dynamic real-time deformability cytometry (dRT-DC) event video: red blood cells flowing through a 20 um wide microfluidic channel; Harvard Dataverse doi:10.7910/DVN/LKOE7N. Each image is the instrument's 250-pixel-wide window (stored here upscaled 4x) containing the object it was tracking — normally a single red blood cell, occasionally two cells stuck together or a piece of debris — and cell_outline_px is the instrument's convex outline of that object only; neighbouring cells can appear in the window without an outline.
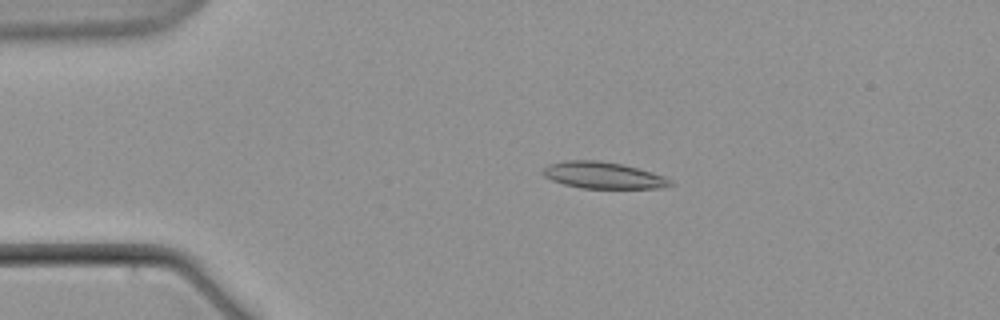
{"species": "common noctule bat (a hibernating species)", "species_latin": "Nyctalus noctula", "temperature_condition": "warm", "stored_images_in_passage": 6, "camera_frame_rate_fps": 3000, "um_per_image_px": 0.085, "animal": {"sex": "male", "body_mass_g": 21.5, "forearm_length_mm": 52.0}, "frame": {"image": 1, "passage_image": 3, "time_ms": 2.333, "image_size_px": [1000, 320], "cell_outline_px": [[676, 184], [664, 188], [580, 188], [564, 184], [552, 180], [544, 176], [540, 172], [548, 164], [564, 160], [596, 160], [624, 164], [652, 172], [664, 176], [672, 180]], "centroid_in_image_um": [51.29, 14.9], "position_along_channel_um": 33.7, "area_um2": 20.0}}
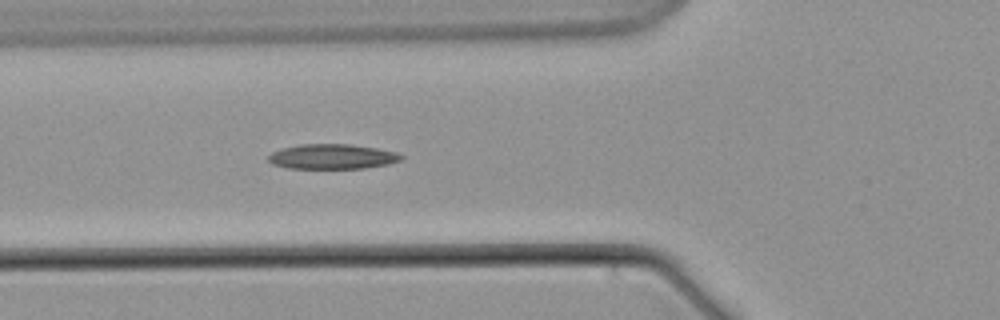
{"frame": {"image": 2, "passage_image": 6, "time_ms": 6.0, "image_size_px": [1000, 320], "cell_outline_px": [[404, 156], [400, 160], [388, 164], [364, 168], [288, 168], [272, 164], [268, 160], [268, 156], [272, 152], [284, 148], [300, 144], [348, 144], [376, 148], [396, 152]], "centroid_in_image_um": [28.23, 13.31], "position_along_channel_um": 97.6, "area_um2": 19.13}}